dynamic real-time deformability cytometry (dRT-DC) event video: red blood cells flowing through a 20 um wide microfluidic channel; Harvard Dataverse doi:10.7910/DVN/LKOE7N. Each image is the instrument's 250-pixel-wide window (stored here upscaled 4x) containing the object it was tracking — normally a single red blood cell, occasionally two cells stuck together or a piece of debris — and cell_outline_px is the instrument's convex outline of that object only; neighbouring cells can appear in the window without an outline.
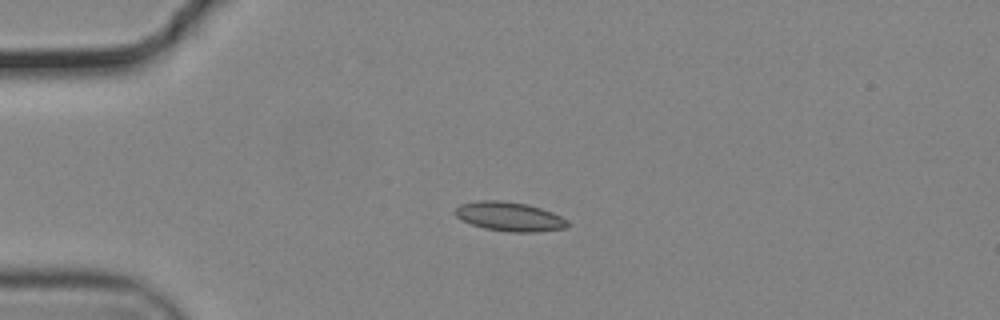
{"species": "common noctule bat (a hibernating species)", "species_latin": "Nyctalus noctula", "temperature_condition": "cold", "stored_images_in_passage": 43, "camera_frame_rate_fps": 3000, "um_per_image_px": 0.085, "animal": {"sex": "male", "body_mass_g": 19.2, "forearm_length_mm": 51.8}, "frame": {"image": 1, "passage_image": 1, "time_ms": 0.0, "image_size_px": [1000, 320], "cell_outline_px": [[568, 228], [536, 232], [508, 232], [484, 228], [472, 224], [456, 216], [452, 212], [460, 204], [476, 200], [504, 200], [528, 204], [552, 212], [568, 220]], "centroid_in_image_um": [43.3, 18.4], "position_along_channel_um": 41.7, "area_um2": 19.31}}
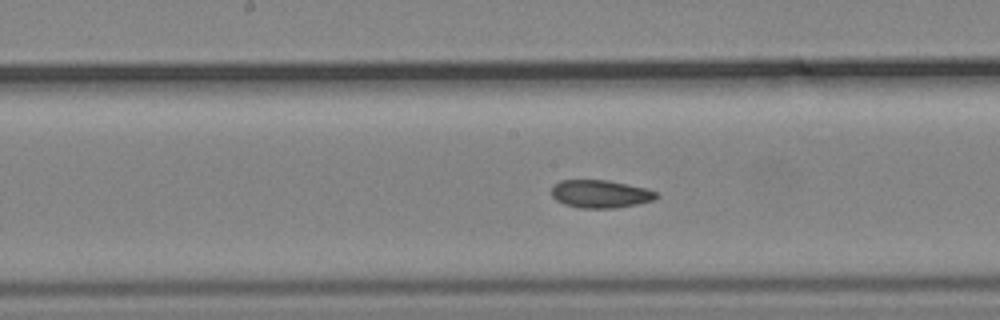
{"frame": {"image": 2, "passage_image": 16, "time_ms": 5.0, "image_size_px": [1000, 320], "cell_outline_px": [[660, 196], [652, 200], [636, 204], [612, 208], [580, 208], [564, 204], [556, 200], [552, 196], [552, 188], [560, 180], [608, 180], [628, 184], [644, 188], [656, 192]], "centroid_in_image_um": [51.02, 16.48], "position_along_channel_um": 197.2, "area_um2": 16.88}}
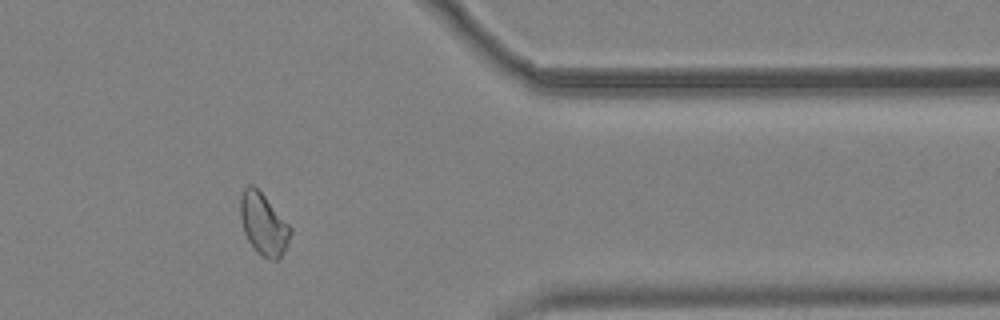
{"frame": {"image": 3, "passage_image": 33, "time_ms": 10.667, "image_size_px": [1000, 320], "cell_outline_px": [[292, 232], [280, 260], [272, 260], [256, 252], [252, 248], [244, 232], [240, 216], [240, 196], [244, 188], [248, 184], [252, 184], [264, 196], [292, 228]], "centroid_in_image_um": [22.38, 19.07], "position_along_channel_um": 389.0, "area_um2": 17.92}, "authors_computed_cell_mechanics": {"area_um2": 17.7446, "velocity_mm_per_s": 3.6917, "shape_relaxation_time_tau1_ms": null, "shape_relaxation_time_tau2_ms": 6.0953, "deformation_change_tau1": null, "deformation_change_tau2": 0.0636}}